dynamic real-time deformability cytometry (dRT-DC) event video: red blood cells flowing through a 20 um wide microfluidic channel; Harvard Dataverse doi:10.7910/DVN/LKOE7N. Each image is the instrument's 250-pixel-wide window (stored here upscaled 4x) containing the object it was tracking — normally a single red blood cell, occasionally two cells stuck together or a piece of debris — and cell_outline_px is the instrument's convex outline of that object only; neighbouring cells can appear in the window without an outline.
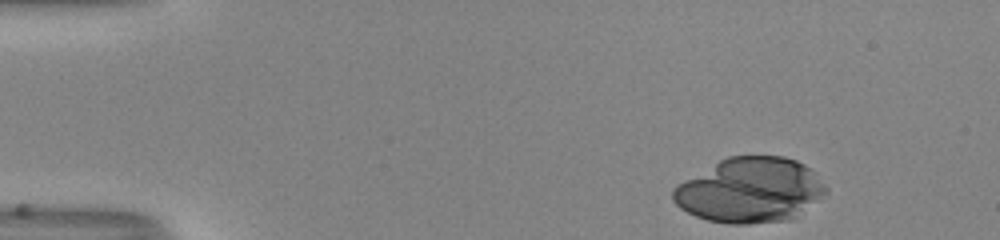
{"species": "human", "species_latin": "Homo sapiens", "temperature_condition": "room temperature", "stored_images_in_passage": 35, "camera_frame_rate_fps": 3000, "um_per_image_px": 0.085, "donor": {"sex": "male"}, "frame": {"image": 1, "passage_image": 1, "time_ms": 0.0, "image_size_px": [1000, 240], "cell_outline_px": [[828, 188], [820, 196], [792, 220], [748, 224], [728, 224], [708, 220], [696, 216], [680, 208], [672, 200], [672, 188], [676, 184], [720, 160], [728, 156], [784, 156], [796, 160], [804, 164]], "centroid_in_image_um": [63.69, 16.17], "position_along_channel_um": 21.3, "area_um2": 57.51}}